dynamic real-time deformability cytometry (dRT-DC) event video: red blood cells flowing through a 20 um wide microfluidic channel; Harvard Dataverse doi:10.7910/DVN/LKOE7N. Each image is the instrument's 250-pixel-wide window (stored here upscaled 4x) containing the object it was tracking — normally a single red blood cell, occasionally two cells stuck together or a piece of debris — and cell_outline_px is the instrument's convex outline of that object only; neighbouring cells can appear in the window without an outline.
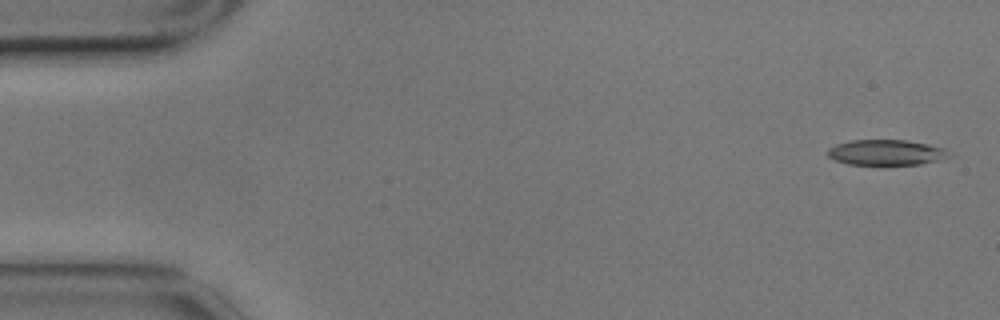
{"species": "common noctule bat (a hibernating species)", "species_latin": "Nyctalus noctula", "temperature_condition": "cold", "stored_images_in_passage": 5, "camera_frame_rate_fps": 3000, "um_per_image_px": 0.085, "animal": {"sex": "male", "body_mass_g": 17.9}, "frame": {"image": 1, "passage_image": 1, "time_ms": 0.0, "image_size_px": [1000, 320], "cell_outline_px": [[952, 156], [920, 164], [880, 168], [848, 164], [836, 160], [828, 156], [828, 148], [836, 144], [852, 140], [908, 140], [928, 144], [944, 148]], "centroid_in_image_um": [75.3, 13.01], "position_along_channel_um": 9.7, "area_um2": 18.84}}
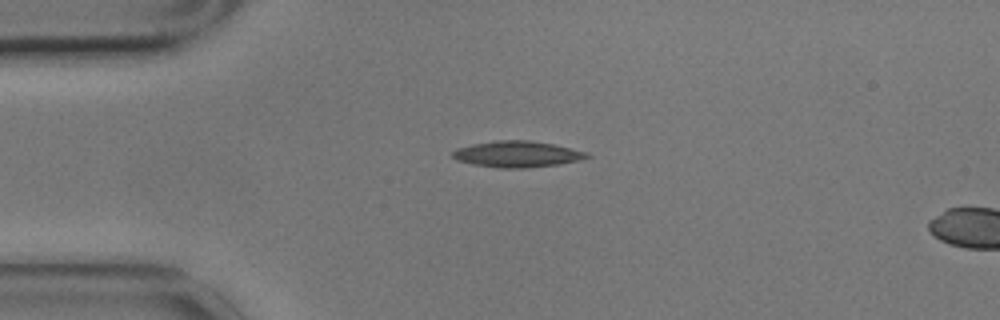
{"frame": {"image": 2, "passage_image": 4, "time_ms": 1.0, "image_size_px": [1000, 320], "cell_outline_px": [[592, 156], [580, 160], [560, 164], [524, 168], [500, 168], [472, 164], [456, 160], [452, 156], [452, 152], [456, 148], [472, 144], [496, 140], [528, 140], [552, 144], [588, 152]], "centroid_in_image_um": [43.95, 13.1], "position_along_channel_um": 41.0, "area_um2": 20.52}}